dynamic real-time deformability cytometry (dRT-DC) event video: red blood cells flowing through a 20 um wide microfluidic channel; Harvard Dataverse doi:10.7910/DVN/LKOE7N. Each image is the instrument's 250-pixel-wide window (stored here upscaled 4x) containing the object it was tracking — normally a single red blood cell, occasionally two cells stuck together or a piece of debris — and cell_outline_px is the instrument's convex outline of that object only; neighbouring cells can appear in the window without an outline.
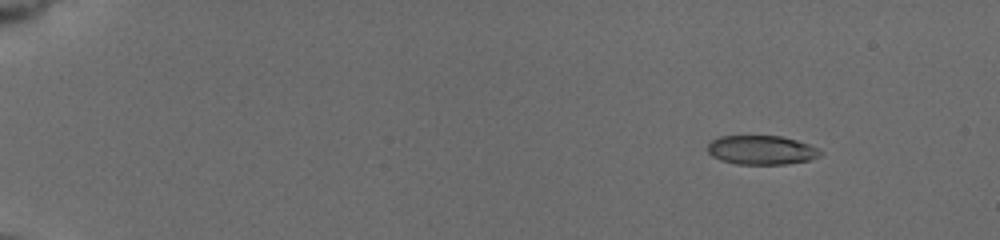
{"species": "common noctule bat (a hibernating species)", "species_latin": "Nyctalus noctula", "temperature_condition": "cold", "stored_images_in_passage": 40, "camera_frame_rate_fps": 3000, "um_per_image_px": 0.085, "animal": {"sex": "female", "body_mass_g": 19.5, "forearm_length_mm": 54.1}, "frame": {"image": 1, "passage_image": 3, "time_ms": 2.0, "image_size_px": [1000, 240], "cell_outline_px": [[824, 152], [820, 156], [808, 160], [784, 164], [736, 164], [720, 160], [712, 156], [704, 148], [712, 140], [720, 136], [780, 136], [796, 140], [808, 144]], "centroid_in_image_um": [64.68, 12.75], "position_along_channel_um": 20.3, "area_um2": 19.13}}
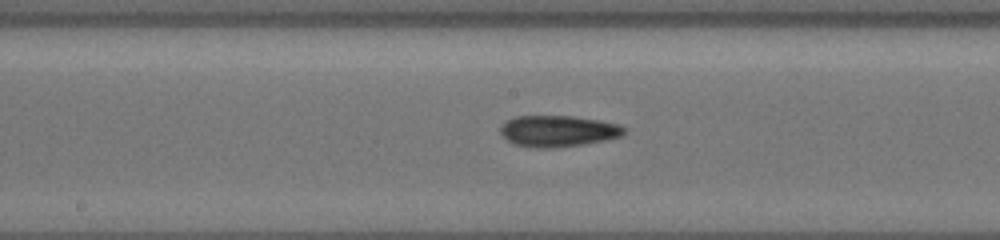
{"frame": {"image": 2, "passage_image": 19, "time_ms": 10.333, "image_size_px": [1000, 240], "cell_outline_px": [[624, 132], [620, 136], [604, 140], [584, 144], [556, 148], [536, 148], [516, 144], [508, 140], [500, 132], [500, 128], [504, 120], [516, 116], [572, 116], [600, 120], [616, 124], [624, 128]], "centroid_in_image_um": [47.38, 11.14], "position_along_channel_um": 200.8, "area_um2": 22.43}}
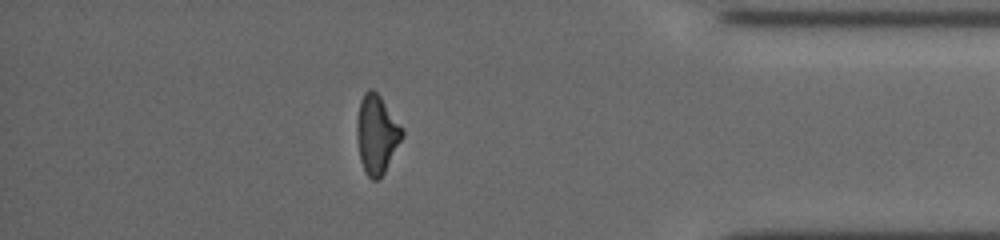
{"frame": {"image": 3, "passage_image": 35, "time_ms": 16.333, "image_size_px": [1000, 240], "cell_outline_px": [[404, 136], [380, 180], [372, 180], [368, 176], [360, 160], [356, 136], [356, 120], [360, 100], [364, 92], [368, 88], [372, 88], [380, 96], [404, 128]], "centroid_in_image_um": [32.02, 11.4], "position_along_channel_um": 403.2, "area_um2": 21.1}, "authors_computed_cell_mechanics": {"area_um2": 21.1259, "velocity_mm_per_s": 3.7911, "shape_relaxation_time_tau1_ms": 3.369, "shape_relaxation_time_tau2_ms": 3.3705, "deformation_change_tau1": 0.1558, "deformation_change_tau2": 0.1237}}